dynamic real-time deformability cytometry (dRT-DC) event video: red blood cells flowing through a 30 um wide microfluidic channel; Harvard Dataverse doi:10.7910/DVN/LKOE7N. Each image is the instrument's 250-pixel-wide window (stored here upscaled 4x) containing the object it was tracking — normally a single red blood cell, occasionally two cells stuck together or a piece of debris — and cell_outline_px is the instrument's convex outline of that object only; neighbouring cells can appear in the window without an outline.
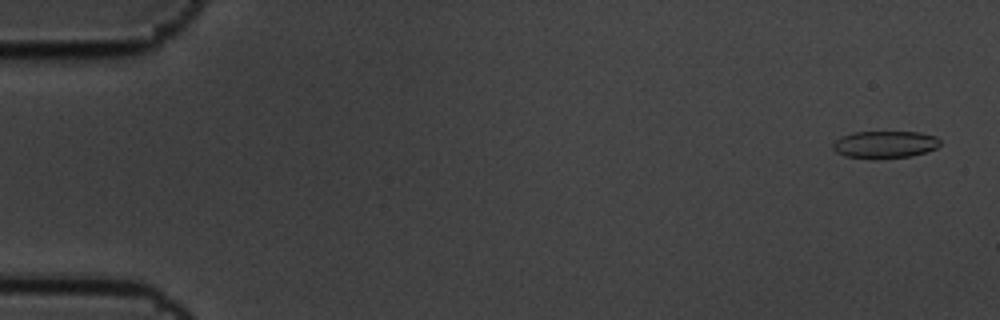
{"species": "common noctule bat (a hibernating species)", "species_latin": "Nyctalus noctula", "temperature_condition": "cold", "stored_images_in_passage": 7, "camera_frame_rate_fps": 3000, "um_per_image_px": 0.085, "animal": {"sex": "male", "body_mass_g": 19.5, "forearm_length_mm": 54.6}, "frame": {"image": 1, "passage_image": 1, "time_ms": 0.0, "image_size_px": [1000, 320], "cell_outline_px": [[940, 144], [936, 148], [912, 156], [872, 160], [844, 156], [836, 152], [832, 148], [832, 144], [840, 136], [852, 132], [920, 132], [936, 136], [940, 140]], "centroid_in_image_um": [75.17, 12.29], "position_along_channel_um": 9.8, "area_um2": 17.4}}
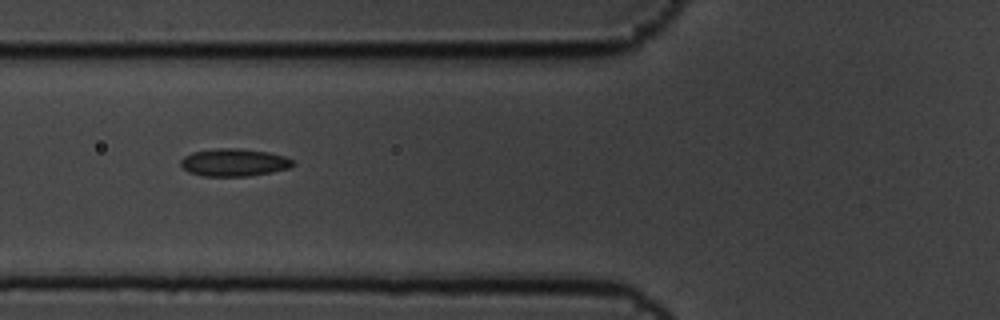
{"frame": {"image": 2, "passage_image": 6, "time_ms": 1.667, "image_size_px": [1000, 320], "cell_outline_px": [[296, 164], [288, 168], [272, 172], [248, 176], [204, 176], [188, 172], [180, 164], [180, 160], [184, 156], [192, 152], [216, 148], [240, 148], [268, 152], [284, 156], [292, 160]], "centroid_in_image_um": [19.88, 13.8], "position_along_channel_um": 105.9, "area_um2": 18.09}}
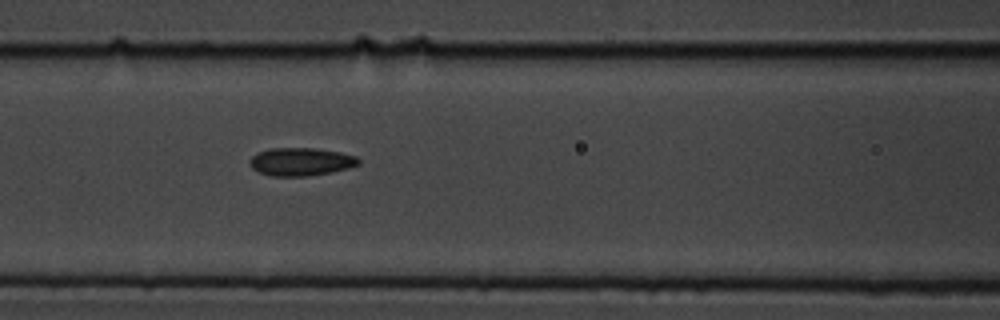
{"frame": {"image": 3, "passage_image": 7, "time_ms": 2.0, "image_size_px": [1000, 320], "cell_outline_px": [[360, 164], [348, 168], [332, 172], [308, 176], [272, 176], [260, 172], [252, 168], [248, 160], [252, 156], [268, 148], [316, 148], [340, 152], [356, 156], [360, 160]], "centroid_in_image_um": [25.59, 13.74], "position_along_channel_um": 141.0, "area_um2": 17.8}}